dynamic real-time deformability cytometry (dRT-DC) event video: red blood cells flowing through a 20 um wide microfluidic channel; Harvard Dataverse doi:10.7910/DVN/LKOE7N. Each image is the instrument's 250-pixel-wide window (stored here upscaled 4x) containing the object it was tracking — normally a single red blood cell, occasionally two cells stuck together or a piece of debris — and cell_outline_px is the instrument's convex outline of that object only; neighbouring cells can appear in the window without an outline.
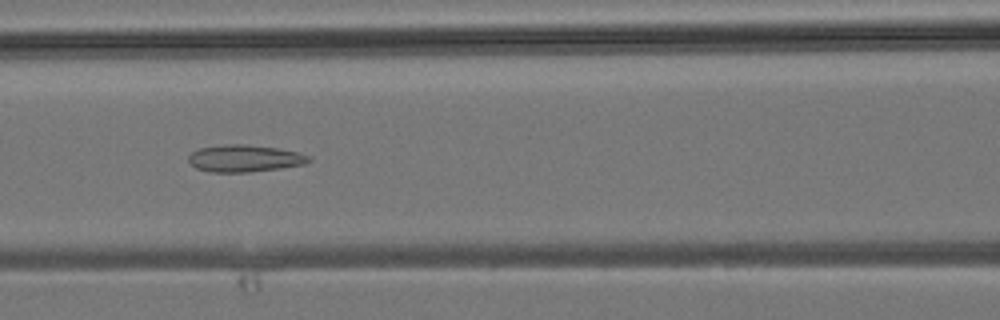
{"species": "common noctule bat (a hibernating species)", "species_latin": "Nyctalus noctula", "temperature_condition": "room temperature", "stored_images_in_passage": 41, "camera_frame_rate_fps": 3000, "um_per_image_px": 0.085, "animal": {"sex": "male", "body_mass_g": 19.2, "forearm_length_mm": 51.8}, "frame": {"image": 1, "passage_image": 17, "time_ms": 5.333, "image_size_px": [1000, 320], "cell_outline_px": [[312, 160], [304, 164], [280, 168], [248, 172], [212, 172], [196, 168], [188, 160], [188, 156], [192, 152], [200, 148], [224, 144], [248, 144], [280, 148], [300, 152], [308, 156]], "centroid_in_image_um": [20.81, 13.45], "position_along_channel_um": 145.8, "area_um2": 19.02}}
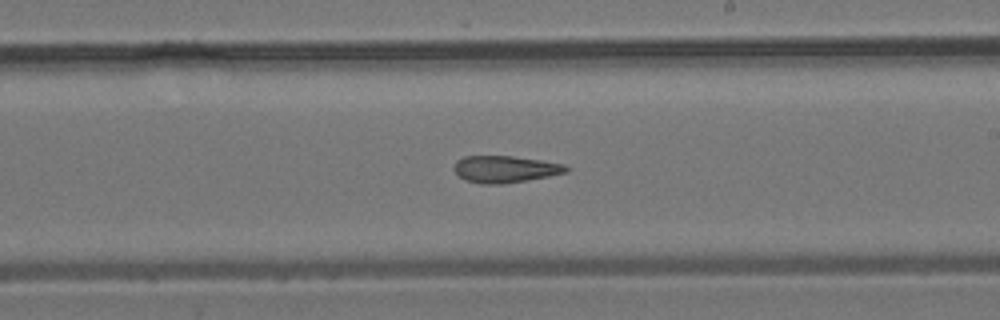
{"frame": {"image": 2, "passage_image": 23, "time_ms": 7.333, "image_size_px": [1000, 320], "cell_outline_px": [[568, 172], [528, 180], [504, 184], [480, 184], [464, 180], [452, 168], [456, 160], [464, 156], [512, 156], [540, 160], [564, 164], [568, 168]], "centroid_in_image_um": [42.9, 14.38], "position_along_channel_um": 246.1, "area_um2": 17.63}}
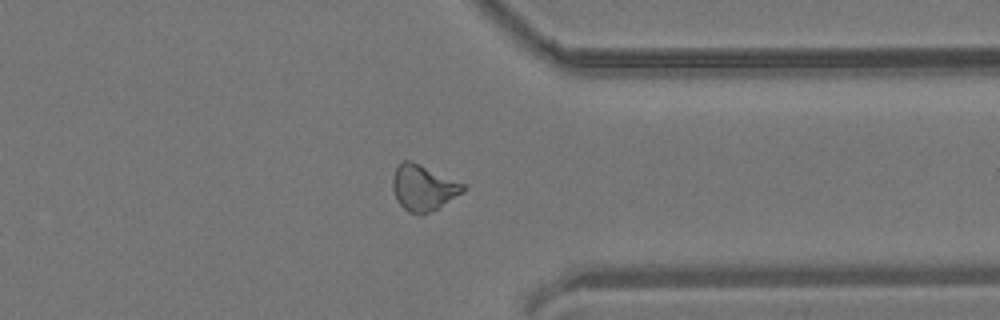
{"frame": {"image": 3, "passage_image": 31, "time_ms": 10.0, "image_size_px": [1000, 320], "cell_outline_px": [[468, 188], [464, 192], [436, 208], [420, 216], [408, 212], [396, 200], [392, 188], [392, 176], [396, 164], [400, 160], [408, 160], [420, 164], [464, 184]], "centroid_in_image_um": [35.93, 15.94], "position_along_channel_um": 375.5, "area_um2": 18.9}}